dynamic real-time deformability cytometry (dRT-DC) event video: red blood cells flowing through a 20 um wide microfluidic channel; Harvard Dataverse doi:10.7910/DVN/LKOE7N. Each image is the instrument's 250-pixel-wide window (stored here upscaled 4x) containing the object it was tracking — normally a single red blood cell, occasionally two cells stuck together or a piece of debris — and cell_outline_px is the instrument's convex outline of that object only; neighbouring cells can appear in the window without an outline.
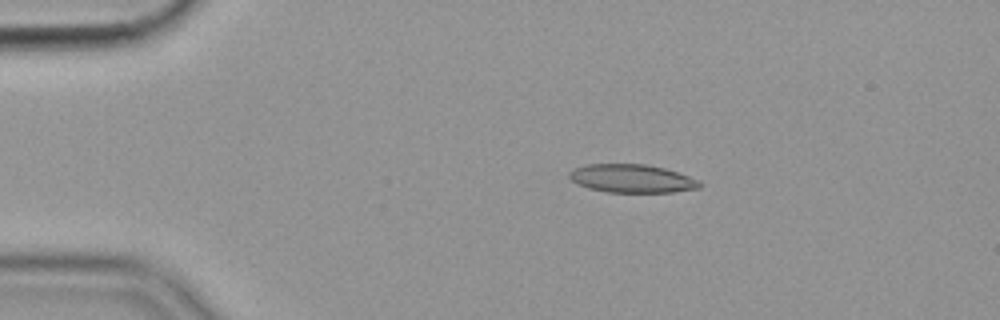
{"species": "common noctule bat (a hibernating species)", "species_latin": "Nyctalus noctula", "temperature_condition": "cold", "stored_images_in_passage": 47, "camera_frame_rate_fps": 3000, "um_per_image_px": 0.085, "animal": {"sex": "female", "body_mass_g": 19.9}, "frame": {"image": 1, "passage_image": 2, "time_ms": 0.333, "image_size_px": [1000, 320], "cell_outline_px": [[704, 184], [700, 188], [672, 192], [608, 192], [588, 188], [572, 180], [568, 176], [568, 172], [576, 168], [588, 164], [644, 164], [664, 168], [700, 180]], "centroid_in_image_um": [53.74, 15.18], "position_along_channel_um": 31.3, "area_um2": 21.39}}
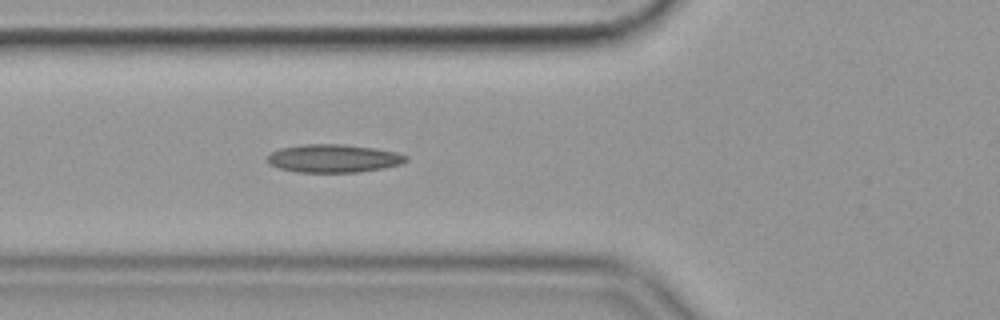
{"frame": {"image": 2, "passage_image": 12, "time_ms": 3.667, "image_size_px": [1000, 320], "cell_outline_px": [[408, 160], [400, 164], [380, 168], [356, 172], [296, 172], [280, 168], [268, 164], [268, 156], [272, 152], [280, 148], [304, 144], [344, 144], [376, 148], [396, 152], [408, 156]], "centroid_in_image_um": [28.34, 13.45], "position_along_channel_um": 97.5, "area_um2": 22.6}}
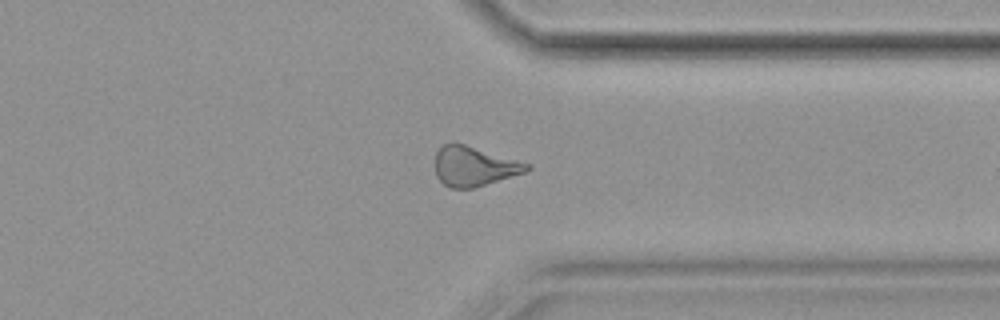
{"frame": {"image": 3, "passage_image": 35, "time_ms": 11.333, "image_size_px": [1000, 320], "cell_outline_px": [[532, 168], [524, 172], [472, 188], [452, 188], [444, 184], [436, 176], [436, 152], [444, 144], [464, 144], [532, 164]], "centroid_in_image_um": [40.31, 14.13], "position_along_channel_um": 371.1, "area_um2": 20.75}, "authors_computed_cell_mechanics": {"area_um2": 21.4438, "velocity_mm_per_s": 3.573, "shape_relaxation_time_tau1_ms": null, "shape_relaxation_time_tau2_ms": 4.5854, "deformation_change_tau1": null, "deformation_change_tau2": 0.146}}